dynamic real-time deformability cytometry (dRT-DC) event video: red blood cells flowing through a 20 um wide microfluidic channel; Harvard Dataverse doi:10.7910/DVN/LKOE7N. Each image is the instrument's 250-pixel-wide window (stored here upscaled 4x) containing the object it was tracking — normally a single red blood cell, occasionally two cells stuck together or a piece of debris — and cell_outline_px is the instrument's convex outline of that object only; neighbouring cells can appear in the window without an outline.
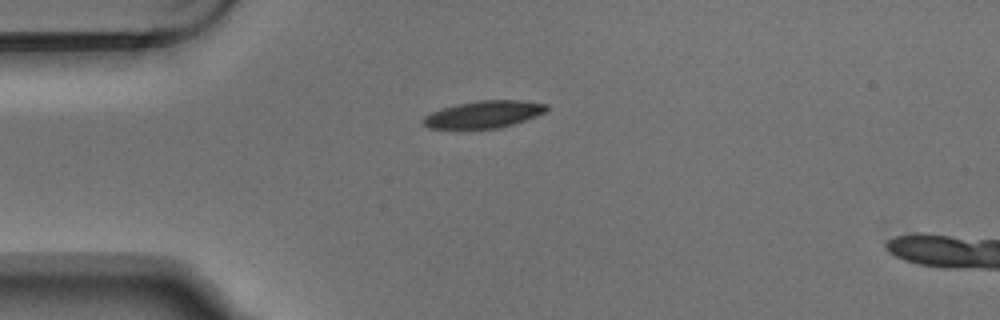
{"species": "Egyptian fruit bat (a non-hibernating species)", "species_latin": "Rousettus aegyptiacus", "temperature_condition": "warm", "stored_images_in_passage": 2, "camera_frame_rate_fps": 3000, "um_per_image_px": 0.085, "animal": {"sex": "male"}, "frame": {"image": 1, "passage_image": 1, "time_ms": 0.0, "image_size_px": [1000, 320], "cell_outline_px": [[548, 108], [544, 112], [536, 116], [500, 128], [428, 128], [424, 124], [424, 116], [432, 112], [444, 108], [460, 104], [480, 100], [520, 100], [548, 104]], "centroid_in_image_um": [41.16, 9.71], "position_along_channel_um": 43.8, "area_um2": 19.07}}